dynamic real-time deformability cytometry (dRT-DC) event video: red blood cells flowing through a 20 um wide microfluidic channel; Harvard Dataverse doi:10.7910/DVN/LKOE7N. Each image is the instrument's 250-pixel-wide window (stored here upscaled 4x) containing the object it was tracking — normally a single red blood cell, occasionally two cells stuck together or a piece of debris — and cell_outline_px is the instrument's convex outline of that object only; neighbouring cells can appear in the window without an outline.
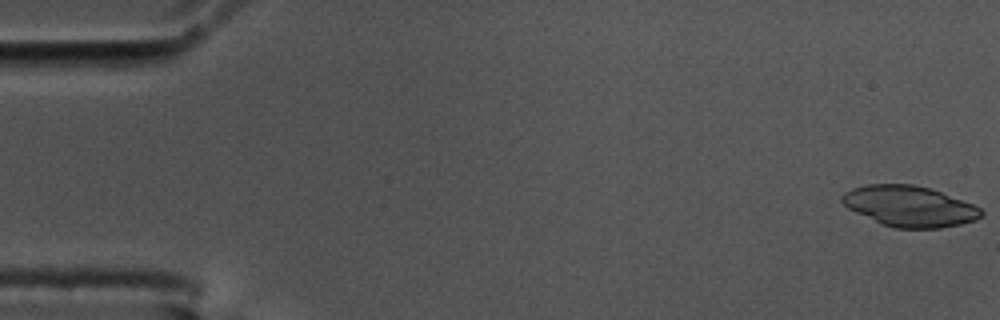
{"species": "common noctule bat (a hibernating species)", "species_latin": "Nyctalus noctula", "temperature_condition": "cold", "stored_images_in_passage": 55, "camera_frame_rate_fps": 3000, "um_per_image_px": 0.085, "animal": {"sex": "male", "body_mass_g": 17.5, "forearm_length_mm": 52.3}, "frame": {"image": 1, "passage_image": 1, "time_ms": 0.0, "image_size_px": [1000, 320], "cell_outline_px": [[984, 216], [976, 220], [960, 224], [940, 228], [896, 228], [884, 224], [856, 212], [848, 208], [840, 200], [840, 196], [844, 192], [852, 188], [868, 184], [912, 184], [928, 188], [940, 192], [972, 204], [980, 208], [984, 212]], "centroid_in_image_um": [77.31, 17.53], "position_along_channel_um": 7.7, "area_um2": 32.71}}
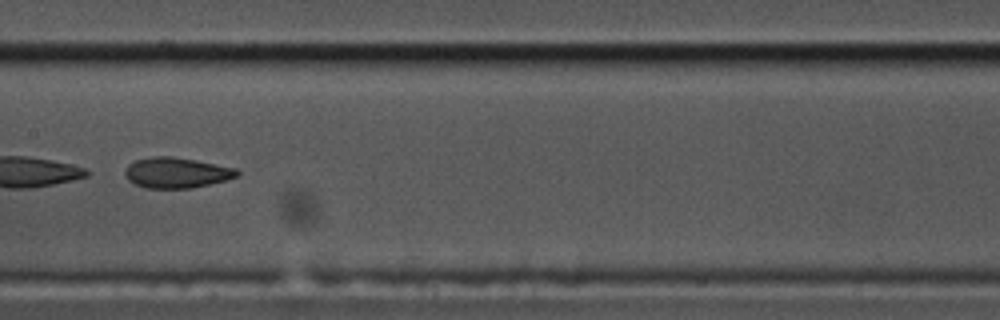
{"frame": {"image": 2, "passage_image": 28, "time_ms": 9.0, "image_size_px": [1000, 320], "cell_outline_px": [[240, 176], [228, 180], [192, 188], [144, 188], [128, 180], [124, 172], [128, 164], [136, 160], [152, 156], [172, 156], [196, 160], [236, 168], [240, 172]], "centroid_in_image_um": [15.03, 14.68], "position_along_channel_um": 192.4, "area_um2": 20.11}}